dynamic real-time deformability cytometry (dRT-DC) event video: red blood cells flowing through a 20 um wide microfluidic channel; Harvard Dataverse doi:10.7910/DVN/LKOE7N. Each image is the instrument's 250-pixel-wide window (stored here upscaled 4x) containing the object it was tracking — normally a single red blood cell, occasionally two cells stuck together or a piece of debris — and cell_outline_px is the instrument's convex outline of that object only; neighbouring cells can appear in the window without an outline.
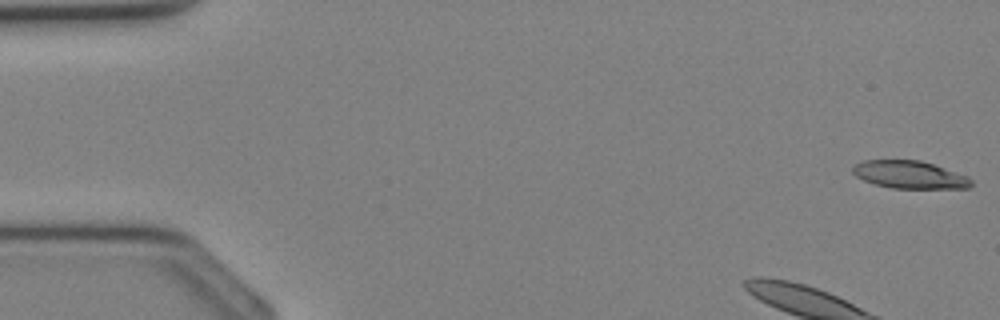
{"species": "Egyptian fruit bat (a non-hibernating species)", "species_latin": "Rousettus aegyptiacus", "temperature_condition": "cold", "stored_images_in_passage": 3, "camera_frame_rate_fps": 3000, "um_per_image_px": 0.085, "animal": {"sex": "female"}, "frame": {"image": 1, "passage_image": 1, "time_ms": 0.0, "image_size_px": [1000, 320], "cell_outline_px": [[972, 184], [968, 188], [892, 188], [876, 184], [864, 180], [856, 176], [852, 172], [852, 168], [856, 164], [864, 160], [920, 160], [968, 176], [972, 180]], "centroid_in_image_um": [77.32, 14.85], "position_along_channel_um": 7.7, "area_um2": 18.9}}